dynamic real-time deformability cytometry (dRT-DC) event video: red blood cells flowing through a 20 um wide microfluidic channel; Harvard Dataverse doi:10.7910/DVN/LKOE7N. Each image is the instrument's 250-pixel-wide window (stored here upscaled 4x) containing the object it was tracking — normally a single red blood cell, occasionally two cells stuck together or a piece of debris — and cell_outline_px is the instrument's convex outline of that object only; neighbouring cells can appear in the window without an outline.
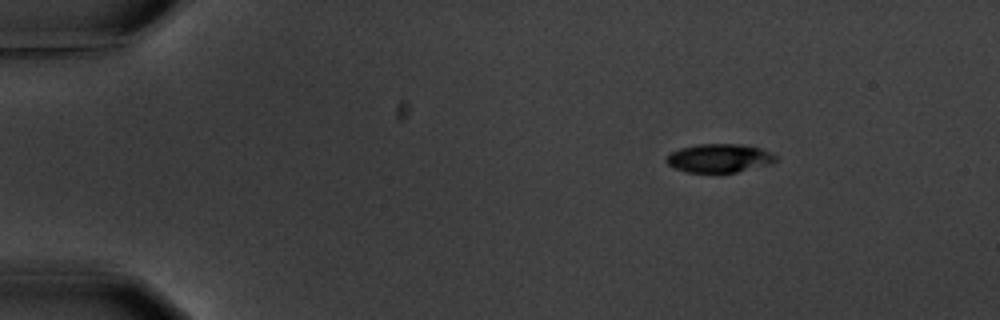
{"species": "common noctule bat (a hibernating species)", "species_latin": "Nyctalus noctula", "temperature_condition": "warm", "stored_images_in_passage": 4, "segment_of_instrument_passage": [1, 2], "camera_frame_rate_fps": 3000, "um_per_image_px": 0.085, "animal": {"sex": "male", "body_mass_g": 20.1, "forearm_length_mm": 53.5}, "frame": {"image": 1, "passage_image": 1, "time_ms": 0.0, "image_size_px": [1000, 320], "cell_outline_px": [[776, 160], [772, 164], [736, 172], [688, 172], [676, 168], [668, 164], [664, 160], [672, 152], [680, 148], [700, 144], [736, 144], [760, 148], [772, 152], [776, 156]], "centroid_in_image_um": [61.16, 13.44], "position_along_channel_um": 23.8, "area_um2": 18.03}}